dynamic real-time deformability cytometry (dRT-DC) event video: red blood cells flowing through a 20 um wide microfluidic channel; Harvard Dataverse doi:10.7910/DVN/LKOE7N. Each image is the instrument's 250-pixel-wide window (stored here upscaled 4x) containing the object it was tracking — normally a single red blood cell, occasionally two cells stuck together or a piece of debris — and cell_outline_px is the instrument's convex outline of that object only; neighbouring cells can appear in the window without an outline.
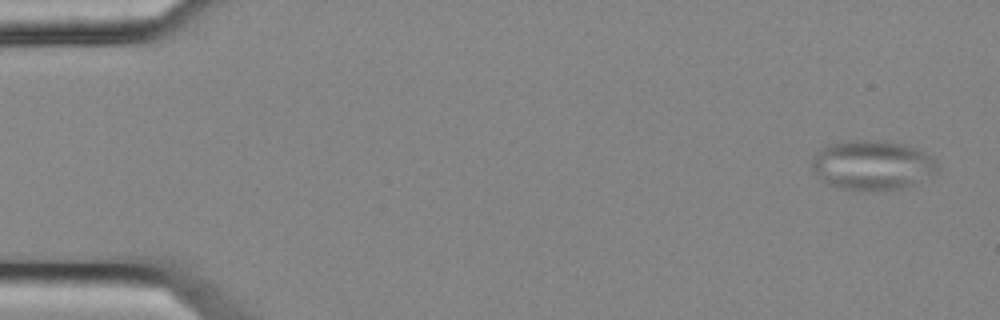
{"species": "common noctule bat (a hibernating species)", "species_latin": "Nyctalus noctula", "temperature_condition": "cold", "stored_images_in_passage": 5, "camera_frame_rate_fps": 3000, "um_per_image_px": 0.085, "animal": {"sex": "female", "body_mass_g": 25.1}, "frame": {"image": 1, "passage_image": 1, "time_ms": 0.0, "image_size_px": [1000, 320], "cell_outline_px": [[936, 168], [932, 172], [912, 184], [900, 188], [876, 192], [836, 188], [820, 180], [812, 168], [812, 160], [816, 152], [828, 144], [848, 140], [884, 140], [904, 144], [924, 152], [936, 160]], "centroid_in_image_um": [74.06, 14.04], "position_along_channel_um": 10.9, "area_um2": 36.24}}